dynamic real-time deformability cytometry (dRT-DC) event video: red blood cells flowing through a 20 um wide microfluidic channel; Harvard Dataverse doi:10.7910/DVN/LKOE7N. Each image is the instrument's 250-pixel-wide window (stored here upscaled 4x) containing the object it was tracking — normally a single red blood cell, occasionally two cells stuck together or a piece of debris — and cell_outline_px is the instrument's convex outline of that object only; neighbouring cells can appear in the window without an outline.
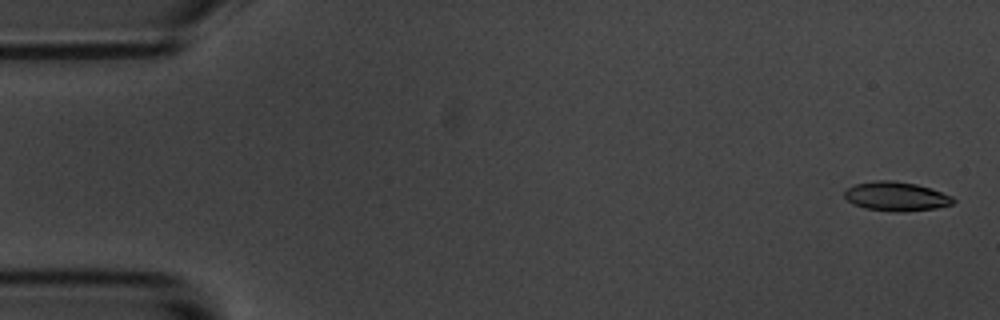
{"species": "common noctule bat (a hibernating species)", "species_latin": "Nyctalus noctula", "temperature_condition": "room temperature", "stored_images_in_passage": 57, "camera_frame_rate_fps": 3000, "um_per_image_px": 0.085, "animal": {"sex": "male", "body_mass_g": 20.1, "forearm_length_mm": 53.5}, "frame": {"image": 1, "passage_image": 2, "time_ms": 0.333, "image_size_px": [1000, 320], "cell_outline_px": [[956, 200], [952, 204], [936, 208], [904, 212], [896, 212], [864, 208], [852, 204], [844, 196], [844, 192], [848, 188], [856, 184], [880, 180], [888, 180], [916, 184], [952, 196]], "centroid_in_image_um": [76.17, 16.71], "position_along_channel_um": 8.8, "area_um2": 18.26}}
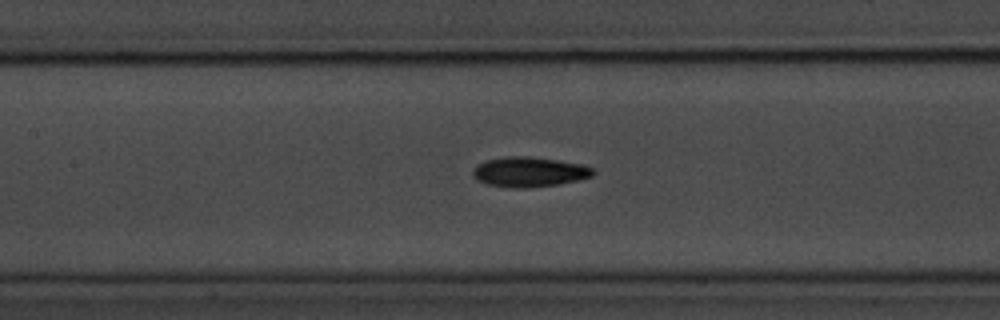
{"frame": {"image": 2, "passage_image": 26, "time_ms": 8.333, "image_size_px": [1000, 320], "cell_outline_px": [[596, 172], [592, 176], [560, 184], [528, 188], [512, 188], [488, 184], [476, 180], [472, 172], [476, 164], [488, 160], [504, 156], [528, 156], [584, 164], [592, 168]], "centroid_in_image_um": [44.98, 14.61], "position_along_channel_um": 162.4, "area_um2": 21.04}}
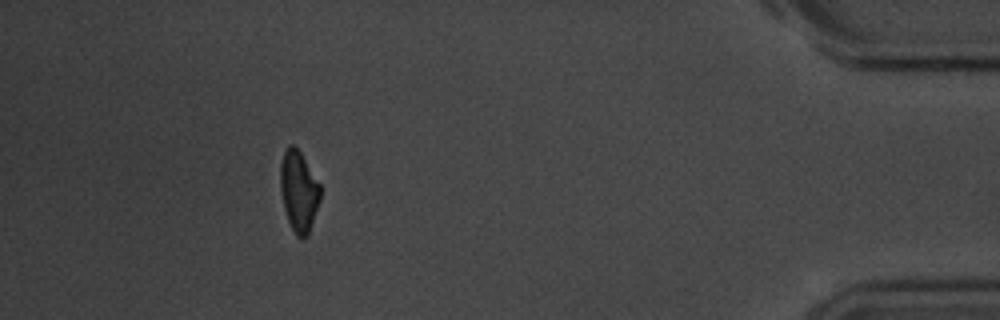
{"frame": {"image": 3, "passage_image": 52, "time_ms": 17.0, "image_size_px": [1000, 320], "cell_outline_px": [[320, 200], [308, 236], [296, 236], [288, 220], [284, 208], [280, 188], [280, 164], [284, 152], [288, 144], [292, 144], [300, 152], [320, 184]], "centroid_in_image_um": [25.39, 16.24], "position_along_channel_um": 409.8, "area_um2": 18.61}, "authors_computed_cell_mechanics": {"area_um2": 19.4786, "velocity_mm_per_s": 3.5198, "shape_relaxation_time_tau1_ms": 3.6235, "shape_relaxation_time_tau2_ms": 6.2069, "deformation_change_tau1": 0.1245, "deformation_change_tau2": 0.1301}}